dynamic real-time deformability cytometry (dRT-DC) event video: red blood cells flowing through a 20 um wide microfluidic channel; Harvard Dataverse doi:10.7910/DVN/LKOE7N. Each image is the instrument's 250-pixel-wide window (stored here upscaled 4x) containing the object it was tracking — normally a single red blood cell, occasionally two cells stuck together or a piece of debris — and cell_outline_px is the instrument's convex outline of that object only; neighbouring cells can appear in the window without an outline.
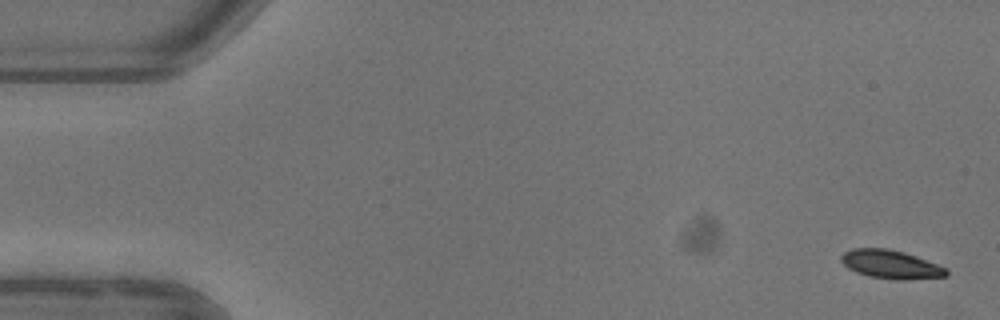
{"species": "common noctule bat (a hibernating species)", "species_latin": "Nyctalus noctula", "temperature_condition": "warm", "stored_images_in_passage": 5, "camera_frame_rate_fps": 3000, "um_per_image_px": 0.085, "animal": {"sex": "female"}, "frame": {"image": 1, "passage_image": 1, "time_ms": 0.0, "image_size_px": [1000, 320], "cell_outline_px": [[948, 276], [904, 280], [900, 280], [868, 276], [856, 272], [848, 268], [840, 260], [840, 256], [844, 252], [852, 248], [888, 248], [904, 252], [916, 256], [948, 268]], "centroid_in_image_um": [75.72, 22.47], "position_along_channel_um": 9.3, "area_um2": 17.57}}
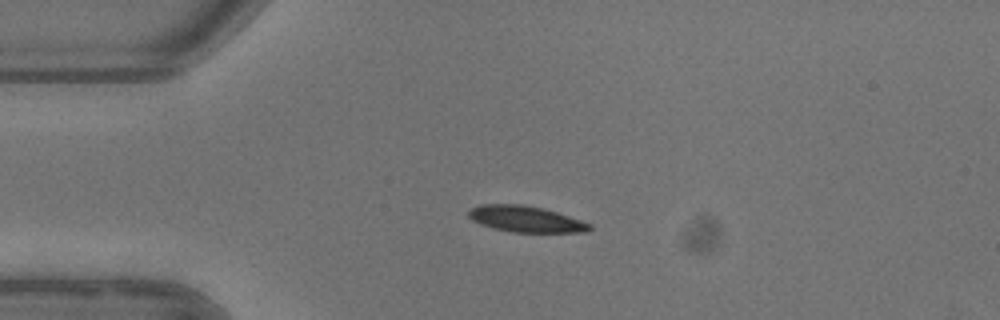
{"frame": {"image": 2, "passage_image": 4, "time_ms": 3.667, "image_size_px": [1000, 320], "cell_outline_px": [[592, 228], [588, 232], [512, 232], [492, 228], [480, 224], [472, 220], [468, 216], [468, 212], [472, 208], [480, 204], [520, 204], [540, 208], [556, 212], [592, 224]], "centroid_in_image_um": [44.67, 18.62], "position_along_channel_um": 40.3, "area_um2": 18.32}}